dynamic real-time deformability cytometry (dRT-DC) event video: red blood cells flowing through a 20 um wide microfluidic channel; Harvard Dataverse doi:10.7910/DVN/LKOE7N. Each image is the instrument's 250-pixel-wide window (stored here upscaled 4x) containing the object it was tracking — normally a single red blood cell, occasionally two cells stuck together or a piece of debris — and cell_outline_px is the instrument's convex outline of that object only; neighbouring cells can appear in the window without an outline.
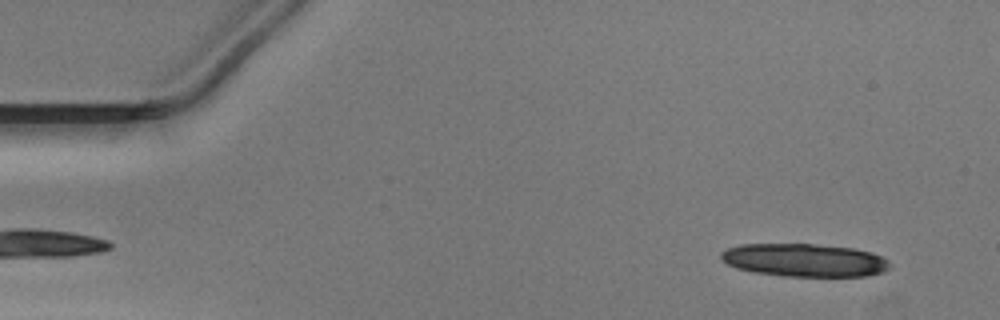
{"species": "Egyptian fruit bat (a non-hibernating species)", "species_latin": "Rousettus aegyptiacus", "temperature_condition": "warm", "stored_images_in_passage": 35, "camera_frame_rate_fps": 3000, "um_per_image_px": 0.085, "animal": {"sex": "male"}, "frame": {"image": 1, "passage_image": 1, "time_ms": 0.0, "image_size_px": [1000, 320], "cell_outline_px": [[888, 268], [884, 272], [868, 276], [784, 276], [752, 272], [736, 268], [720, 260], [720, 252], [728, 248], [740, 244], [816, 244], [852, 248], [872, 252], [888, 260]], "centroid_in_image_um": [68.34, 22.11], "position_along_channel_um": 16.7, "area_um2": 32.6}}
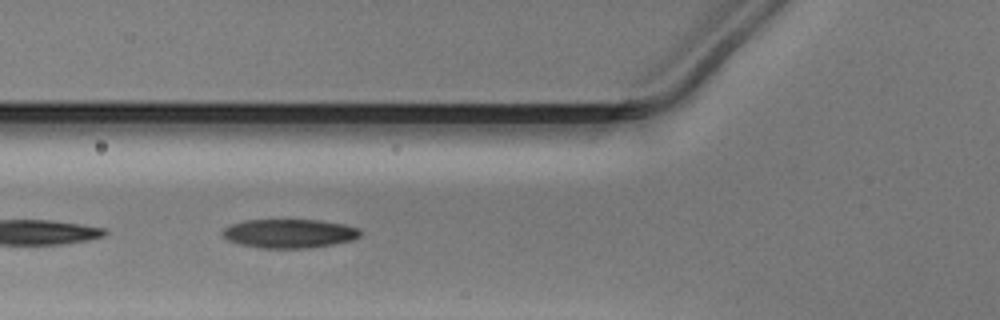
{"frame": {"image": 2, "passage_image": 16, "time_ms": 5.0, "image_size_px": [1000, 320], "cell_outline_px": [[360, 236], [352, 240], [332, 244], [308, 248], [260, 248], [240, 244], [228, 240], [220, 232], [224, 228], [232, 224], [244, 220], [320, 220], [344, 224], [360, 228]], "centroid_in_image_um": [24.59, 19.84], "position_along_channel_um": 101.2, "area_um2": 23.18}}